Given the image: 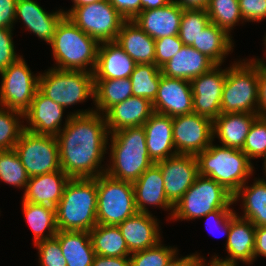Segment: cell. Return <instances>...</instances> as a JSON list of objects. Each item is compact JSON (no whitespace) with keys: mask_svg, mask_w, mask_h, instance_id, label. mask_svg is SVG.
<instances>
[{"mask_svg":"<svg viewBox=\"0 0 266 266\" xmlns=\"http://www.w3.org/2000/svg\"><path fill=\"white\" fill-rule=\"evenodd\" d=\"M109 135L104 115L95 111L72 115L56 135L61 170L77 179L95 178L105 173L107 163L102 162L108 152Z\"/></svg>","mask_w":266,"mask_h":266,"instance_id":"obj_1","label":"cell"},{"mask_svg":"<svg viewBox=\"0 0 266 266\" xmlns=\"http://www.w3.org/2000/svg\"><path fill=\"white\" fill-rule=\"evenodd\" d=\"M110 135V161H107L109 164L105 173L112 178L133 183L154 164L147 151L144 128L127 127Z\"/></svg>","mask_w":266,"mask_h":266,"instance_id":"obj_2","label":"cell"},{"mask_svg":"<svg viewBox=\"0 0 266 266\" xmlns=\"http://www.w3.org/2000/svg\"><path fill=\"white\" fill-rule=\"evenodd\" d=\"M58 231L89 232L97 225L95 178H70L56 207Z\"/></svg>","mask_w":266,"mask_h":266,"instance_id":"obj_3","label":"cell"},{"mask_svg":"<svg viewBox=\"0 0 266 266\" xmlns=\"http://www.w3.org/2000/svg\"><path fill=\"white\" fill-rule=\"evenodd\" d=\"M99 44L96 39L84 33L65 15L58 23L49 44L56 63L53 68L93 73Z\"/></svg>","mask_w":266,"mask_h":266,"instance_id":"obj_4","label":"cell"},{"mask_svg":"<svg viewBox=\"0 0 266 266\" xmlns=\"http://www.w3.org/2000/svg\"><path fill=\"white\" fill-rule=\"evenodd\" d=\"M196 158L199 175L212 178L232 195L255 171L252 161L242 150L215 145L214 142L198 153Z\"/></svg>","mask_w":266,"mask_h":266,"instance_id":"obj_5","label":"cell"},{"mask_svg":"<svg viewBox=\"0 0 266 266\" xmlns=\"http://www.w3.org/2000/svg\"><path fill=\"white\" fill-rule=\"evenodd\" d=\"M244 61V62H243ZM259 61L240 59L227 67L221 98V114H258Z\"/></svg>","mask_w":266,"mask_h":266,"instance_id":"obj_6","label":"cell"},{"mask_svg":"<svg viewBox=\"0 0 266 266\" xmlns=\"http://www.w3.org/2000/svg\"><path fill=\"white\" fill-rule=\"evenodd\" d=\"M233 195L210 177L198 175L182 199L174 206L172 220L200 219L217 209H234ZM232 207V208H230Z\"/></svg>","mask_w":266,"mask_h":266,"instance_id":"obj_7","label":"cell"},{"mask_svg":"<svg viewBox=\"0 0 266 266\" xmlns=\"http://www.w3.org/2000/svg\"><path fill=\"white\" fill-rule=\"evenodd\" d=\"M39 90L63 108L94 100L93 73L49 68L39 73Z\"/></svg>","mask_w":266,"mask_h":266,"instance_id":"obj_8","label":"cell"},{"mask_svg":"<svg viewBox=\"0 0 266 266\" xmlns=\"http://www.w3.org/2000/svg\"><path fill=\"white\" fill-rule=\"evenodd\" d=\"M97 224L118 225L136 214L133 183L103 173L96 177Z\"/></svg>","mask_w":266,"mask_h":266,"instance_id":"obj_9","label":"cell"},{"mask_svg":"<svg viewBox=\"0 0 266 266\" xmlns=\"http://www.w3.org/2000/svg\"><path fill=\"white\" fill-rule=\"evenodd\" d=\"M29 177L61 170L56 136L23 130L14 146Z\"/></svg>","mask_w":266,"mask_h":266,"instance_id":"obj_10","label":"cell"},{"mask_svg":"<svg viewBox=\"0 0 266 266\" xmlns=\"http://www.w3.org/2000/svg\"><path fill=\"white\" fill-rule=\"evenodd\" d=\"M67 16L99 43L115 41L126 21L108 0L75 7Z\"/></svg>","mask_w":266,"mask_h":266,"instance_id":"obj_11","label":"cell"},{"mask_svg":"<svg viewBox=\"0 0 266 266\" xmlns=\"http://www.w3.org/2000/svg\"><path fill=\"white\" fill-rule=\"evenodd\" d=\"M0 74V106L24 113L39 89V75L33 74L23 56Z\"/></svg>","mask_w":266,"mask_h":266,"instance_id":"obj_12","label":"cell"},{"mask_svg":"<svg viewBox=\"0 0 266 266\" xmlns=\"http://www.w3.org/2000/svg\"><path fill=\"white\" fill-rule=\"evenodd\" d=\"M173 142L177 154L197 155L213 141V121L197 113L172 117Z\"/></svg>","mask_w":266,"mask_h":266,"instance_id":"obj_13","label":"cell"},{"mask_svg":"<svg viewBox=\"0 0 266 266\" xmlns=\"http://www.w3.org/2000/svg\"><path fill=\"white\" fill-rule=\"evenodd\" d=\"M93 108L88 110H77L67 114L62 127V118L65 108L45 96L39 89L37 90L31 106L23 113V120L26 121L24 129L35 134L56 136L68 123L72 115H84L92 113Z\"/></svg>","mask_w":266,"mask_h":266,"instance_id":"obj_14","label":"cell"},{"mask_svg":"<svg viewBox=\"0 0 266 266\" xmlns=\"http://www.w3.org/2000/svg\"><path fill=\"white\" fill-rule=\"evenodd\" d=\"M156 164L163 176L168 201L176 206L199 175L196 155L177 154Z\"/></svg>","mask_w":266,"mask_h":266,"instance_id":"obj_15","label":"cell"},{"mask_svg":"<svg viewBox=\"0 0 266 266\" xmlns=\"http://www.w3.org/2000/svg\"><path fill=\"white\" fill-rule=\"evenodd\" d=\"M214 66L210 71L192 79L193 113L214 121L221 114V98L227 68Z\"/></svg>","mask_w":266,"mask_h":266,"instance_id":"obj_16","label":"cell"},{"mask_svg":"<svg viewBox=\"0 0 266 266\" xmlns=\"http://www.w3.org/2000/svg\"><path fill=\"white\" fill-rule=\"evenodd\" d=\"M152 105L154 112L171 117L193 113L191 82L162 75Z\"/></svg>","mask_w":266,"mask_h":266,"instance_id":"obj_17","label":"cell"},{"mask_svg":"<svg viewBox=\"0 0 266 266\" xmlns=\"http://www.w3.org/2000/svg\"><path fill=\"white\" fill-rule=\"evenodd\" d=\"M255 231L256 226L251 221L241 218L237 213L230 220V231L225 243L228 255L226 258H221L215 254L211 258L224 264L239 265V262H242L252 265L254 262Z\"/></svg>","mask_w":266,"mask_h":266,"instance_id":"obj_18","label":"cell"},{"mask_svg":"<svg viewBox=\"0 0 266 266\" xmlns=\"http://www.w3.org/2000/svg\"><path fill=\"white\" fill-rule=\"evenodd\" d=\"M64 11L58 9L55 12H48L37 0H17L15 24L21 20L25 29L50 44L58 23L65 16Z\"/></svg>","mask_w":266,"mask_h":266,"instance_id":"obj_19","label":"cell"},{"mask_svg":"<svg viewBox=\"0 0 266 266\" xmlns=\"http://www.w3.org/2000/svg\"><path fill=\"white\" fill-rule=\"evenodd\" d=\"M135 205L138 212L151 213L147 206L159 207L170 211L171 220L174 206L168 201L164 189V180L160 167L152 164L136 181L133 182Z\"/></svg>","mask_w":266,"mask_h":266,"instance_id":"obj_20","label":"cell"},{"mask_svg":"<svg viewBox=\"0 0 266 266\" xmlns=\"http://www.w3.org/2000/svg\"><path fill=\"white\" fill-rule=\"evenodd\" d=\"M157 219L152 213L137 212L117 225L130 253L153 247L162 240Z\"/></svg>","mask_w":266,"mask_h":266,"instance_id":"obj_21","label":"cell"},{"mask_svg":"<svg viewBox=\"0 0 266 266\" xmlns=\"http://www.w3.org/2000/svg\"><path fill=\"white\" fill-rule=\"evenodd\" d=\"M183 8L172 0L165 6L141 11L133 21L151 38L179 35Z\"/></svg>","mask_w":266,"mask_h":266,"instance_id":"obj_22","label":"cell"},{"mask_svg":"<svg viewBox=\"0 0 266 266\" xmlns=\"http://www.w3.org/2000/svg\"><path fill=\"white\" fill-rule=\"evenodd\" d=\"M146 146L150 159L157 163L176 156L173 142V120L171 116L154 112L143 124Z\"/></svg>","mask_w":266,"mask_h":266,"instance_id":"obj_23","label":"cell"},{"mask_svg":"<svg viewBox=\"0 0 266 266\" xmlns=\"http://www.w3.org/2000/svg\"><path fill=\"white\" fill-rule=\"evenodd\" d=\"M136 62L115 42H101L93 72L94 80L130 78Z\"/></svg>","mask_w":266,"mask_h":266,"instance_id":"obj_24","label":"cell"},{"mask_svg":"<svg viewBox=\"0 0 266 266\" xmlns=\"http://www.w3.org/2000/svg\"><path fill=\"white\" fill-rule=\"evenodd\" d=\"M154 113L152 102L144 97L131 96L115 104L105 114L109 133L127 127H139Z\"/></svg>","mask_w":266,"mask_h":266,"instance_id":"obj_25","label":"cell"},{"mask_svg":"<svg viewBox=\"0 0 266 266\" xmlns=\"http://www.w3.org/2000/svg\"><path fill=\"white\" fill-rule=\"evenodd\" d=\"M70 177L62 170L29 177L22 200L57 207Z\"/></svg>","mask_w":266,"mask_h":266,"instance_id":"obj_26","label":"cell"},{"mask_svg":"<svg viewBox=\"0 0 266 266\" xmlns=\"http://www.w3.org/2000/svg\"><path fill=\"white\" fill-rule=\"evenodd\" d=\"M214 66L216 64L206 55L192 46L184 45L160 69L164 76L191 81L203 73L210 71Z\"/></svg>","mask_w":266,"mask_h":266,"instance_id":"obj_27","label":"cell"},{"mask_svg":"<svg viewBox=\"0 0 266 266\" xmlns=\"http://www.w3.org/2000/svg\"><path fill=\"white\" fill-rule=\"evenodd\" d=\"M258 114L225 113L213 121V139L224 147L242 150L253 121Z\"/></svg>","mask_w":266,"mask_h":266,"instance_id":"obj_28","label":"cell"},{"mask_svg":"<svg viewBox=\"0 0 266 266\" xmlns=\"http://www.w3.org/2000/svg\"><path fill=\"white\" fill-rule=\"evenodd\" d=\"M115 42L136 64H155V40L133 20L122 24Z\"/></svg>","mask_w":266,"mask_h":266,"instance_id":"obj_29","label":"cell"},{"mask_svg":"<svg viewBox=\"0 0 266 266\" xmlns=\"http://www.w3.org/2000/svg\"><path fill=\"white\" fill-rule=\"evenodd\" d=\"M248 181L233 195V203L241 200V218L251 221L256 227L266 226V183L260 178Z\"/></svg>","mask_w":266,"mask_h":266,"instance_id":"obj_30","label":"cell"},{"mask_svg":"<svg viewBox=\"0 0 266 266\" xmlns=\"http://www.w3.org/2000/svg\"><path fill=\"white\" fill-rule=\"evenodd\" d=\"M55 238L59 241L67 266H92L96 253L89 232L58 231Z\"/></svg>","mask_w":266,"mask_h":266,"instance_id":"obj_31","label":"cell"},{"mask_svg":"<svg viewBox=\"0 0 266 266\" xmlns=\"http://www.w3.org/2000/svg\"><path fill=\"white\" fill-rule=\"evenodd\" d=\"M232 38L233 36L210 22L191 46L210 58L216 65H222L226 56L233 51Z\"/></svg>","mask_w":266,"mask_h":266,"instance_id":"obj_32","label":"cell"},{"mask_svg":"<svg viewBox=\"0 0 266 266\" xmlns=\"http://www.w3.org/2000/svg\"><path fill=\"white\" fill-rule=\"evenodd\" d=\"M22 202V211L28 226L33 233L34 243L55 237L58 232L56 225V208L50 205Z\"/></svg>","mask_w":266,"mask_h":266,"instance_id":"obj_33","label":"cell"},{"mask_svg":"<svg viewBox=\"0 0 266 266\" xmlns=\"http://www.w3.org/2000/svg\"><path fill=\"white\" fill-rule=\"evenodd\" d=\"M133 96L130 78L94 80L95 112L104 115L111 107Z\"/></svg>","mask_w":266,"mask_h":266,"instance_id":"obj_34","label":"cell"},{"mask_svg":"<svg viewBox=\"0 0 266 266\" xmlns=\"http://www.w3.org/2000/svg\"><path fill=\"white\" fill-rule=\"evenodd\" d=\"M96 255L106 257L130 256L126 241L117 225L97 224L89 231Z\"/></svg>","mask_w":266,"mask_h":266,"instance_id":"obj_35","label":"cell"},{"mask_svg":"<svg viewBox=\"0 0 266 266\" xmlns=\"http://www.w3.org/2000/svg\"><path fill=\"white\" fill-rule=\"evenodd\" d=\"M161 76V69L155 64H136L130 75L133 96L144 97L153 102Z\"/></svg>","mask_w":266,"mask_h":266,"instance_id":"obj_36","label":"cell"},{"mask_svg":"<svg viewBox=\"0 0 266 266\" xmlns=\"http://www.w3.org/2000/svg\"><path fill=\"white\" fill-rule=\"evenodd\" d=\"M206 10L210 22L226 31L229 35H232L230 34L231 30H233L234 26H237L236 24L244 23L238 0H209Z\"/></svg>","mask_w":266,"mask_h":266,"instance_id":"obj_37","label":"cell"},{"mask_svg":"<svg viewBox=\"0 0 266 266\" xmlns=\"http://www.w3.org/2000/svg\"><path fill=\"white\" fill-rule=\"evenodd\" d=\"M29 176L14 149L0 150V181L24 191Z\"/></svg>","mask_w":266,"mask_h":266,"instance_id":"obj_38","label":"cell"},{"mask_svg":"<svg viewBox=\"0 0 266 266\" xmlns=\"http://www.w3.org/2000/svg\"><path fill=\"white\" fill-rule=\"evenodd\" d=\"M24 123L22 112L0 106V150L14 149Z\"/></svg>","mask_w":266,"mask_h":266,"instance_id":"obj_39","label":"cell"},{"mask_svg":"<svg viewBox=\"0 0 266 266\" xmlns=\"http://www.w3.org/2000/svg\"><path fill=\"white\" fill-rule=\"evenodd\" d=\"M210 23L206 9H183L179 38L184 45L191 46L201 31Z\"/></svg>","mask_w":266,"mask_h":266,"instance_id":"obj_40","label":"cell"},{"mask_svg":"<svg viewBox=\"0 0 266 266\" xmlns=\"http://www.w3.org/2000/svg\"><path fill=\"white\" fill-rule=\"evenodd\" d=\"M162 240L155 246L130 254V266H165L178 251L177 247L166 246Z\"/></svg>","mask_w":266,"mask_h":266,"instance_id":"obj_41","label":"cell"},{"mask_svg":"<svg viewBox=\"0 0 266 266\" xmlns=\"http://www.w3.org/2000/svg\"><path fill=\"white\" fill-rule=\"evenodd\" d=\"M242 151L252 161L266 156V118L258 116L251 125Z\"/></svg>","mask_w":266,"mask_h":266,"instance_id":"obj_42","label":"cell"},{"mask_svg":"<svg viewBox=\"0 0 266 266\" xmlns=\"http://www.w3.org/2000/svg\"><path fill=\"white\" fill-rule=\"evenodd\" d=\"M40 266H67L59 241L53 237L35 243Z\"/></svg>","mask_w":266,"mask_h":266,"instance_id":"obj_43","label":"cell"},{"mask_svg":"<svg viewBox=\"0 0 266 266\" xmlns=\"http://www.w3.org/2000/svg\"><path fill=\"white\" fill-rule=\"evenodd\" d=\"M184 46L179 35L155 39V65L161 68Z\"/></svg>","mask_w":266,"mask_h":266,"instance_id":"obj_44","label":"cell"},{"mask_svg":"<svg viewBox=\"0 0 266 266\" xmlns=\"http://www.w3.org/2000/svg\"><path fill=\"white\" fill-rule=\"evenodd\" d=\"M12 32V28H0V73L22 56L15 51Z\"/></svg>","mask_w":266,"mask_h":266,"instance_id":"obj_45","label":"cell"},{"mask_svg":"<svg viewBox=\"0 0 266 266\" xmlns=\"http://www.w3.org/2000/svg\"><path fill=\"white\" fill-rule=\"evenodd\" d=\"M236 211L234 209H217L212 212H209L206 216L202 218H206V228H211L212 225L215 227L214 229H218L222 235L226 236V241L230 231V220L236 215ZM212 224V225H211ZM210 225V226H209ZM209 230V229H207ZM211 234L215 233L214 231Z\"/></svg>","mask_w":266,"mask_h":266,"instance_id":"obj_46","label":"cell"},{"mask_svg":"<svg viewBox=\"0 0 266 266\" xmlns=\"http://www.w3.org/2000/svg\"><path fill=\"white\" fill-rule=\"evenodd\" d=\"M243 22H261L266 19V0H238Z\"/></svg>","mask_w":266,"mask_h":266,"instance_id":"obj_47","label":"cell"},{"mask_svg":"<svg viewBox=\"0 0 266 266\" xmlns=\"http://www.w3.org/2000/svg\"><path fill=\"white\" fill-rule=\"evenodd\" d=\"M253 59L259 61L258 115L266 118V61L263 58Z\"/></svg>","mask_w":266,"mask_h":266,"instance_id":"obj_48","label":"cell"},{"mask_svg":"<svg viewBox=\"0 0 266 266\" xmlns=\"http://www.w3.org/2000/svg\"><path fill=\"white\" fill-rule=\"evenodd\" d=\"M125 20H133L140 13V0H108Z\"/></svg>","mask_w":266,"mask_h":266,"instance_id":"obj_49","label":"cell"},{"mask_svg":"<svg viewBox=\"0 0 266 266\" xmlns=\"http://www.w3.org/2000/svg\"><path fill=\"white\" fill-rule=\"evenodd\" d=\"M17 0H0V28H13Z\"/></svg>","mask_w":266,"mask_h":266,"instance_id":"obj_50","label":"cell"},{"mask_svg":"<svg viewBox=\"0 0 266 266\" xmlns=\"http://www.w3.org/2000/svg\"><path fill=\"white\" fill-rule=\"evenodd\" d=\"M92 266H130V258L129 256L106 257L96 255Z\"/></svg>","mask_w":266,"mask_h":266,"instance_id":"obj_51","label":"cell"},{"mask_svg":"<svg viewBox=\"0 0 266 266\" xmlns=\"http://www.w3.org/2000/svg\"><path fill=\"white\" fill-rule=\"evenodd\" d=\"M266 257V226L256 227L254 262L257 257Z\"/></svg>","mask_w":266,"mask_h":266,"instance_id":"obj_52","label":"cell"},{"mask_svg":"<svg viewBox=\"0 0 266 266\" xmlns=\"http://www.w3.org/2000/svg\"><path fill=\"white\" fill-rule=\"evenodd\" d=\"M204 258L200 253H192L187 256H178V251L169 259L165 266H195L199 259Z\"/></svg>","mask_w":266,"mask_h":266,"instance_id":"obj_53","label":"cell"},{"mask_svg":"<svg viewBox=\"0 0 266 266\" xmlns=\"http://www.w3.org/2000/svg\"><path fill=\"white\" fill-rule=\"evenodd\" d=\"M183 9H206L209 0H172Z\"/></svg>","mask_w":266,"mask_h":266,"instance_id":"obj_54","label":"cell"},{"mask_svg":"<svg viewBox=\"0 0 266 266\" xmlns=\"http://www.w3.org/2000/svg\"><path fill=\"white\" fill-rule=\"evenodd\" d=\"M171 0H140V12L165 6Z\"/></svg>","mask_w":266,"mask_h":266,"instance_id":"obj_55","label":"cell"},{"mask_svg":"<svg viewBox=\"0 0 266 266\" xmlns=\"http://www.w3.org/2000/svg\"><path fill=\"white\" fill-rule=\"evenodd\" d=\"M73 2V5L70 9H68V11H64L65 15L67 16L75 7H79L82 5H86V4H90V3H94V2H98L101 0H71Z\"/></svg>","mask_w":266,"mask_h":266,"instance_id":"obj_56","label":"cell"},{"mask_svg":"<svg viewBox=\"0 0 266 266\" xmlns=\"http://www.w3.org/2000/svg\"><path fill=\"white\" fill-rule=\"evenodd\" d=\"M206 262H207L206 259L203 258V266H239V265H232V264H224V263L214 260L213 258H210V261L208 263Z\"/></svg>","mask_w":266,"mask_h":266,"instance_id":"obj_57","label":"cell"},{"mask_svg":"<svg viewBox=\"0 0 266 266\" xmlns=\"http://www.w3.org/2000/svg\"><path fill=\"white\" fill-rule=\"evenodd\" d=\"M263 159H264L263 160L264 161L263 170H264L265 179L264 178H260V179L263 180L266 183V156Z\"/></svg>","mask_w":266,"mask_h":266,"instance_id":"obj_58","label":"cell"},{"mask_svg":"<svg viewBox=\"0 0 266 266\" xmlns=\"http://www.w3.org/2000/svg\"><path fill=\"white\" fill-rule=\"evenodd\" d=\"M195 266H203V258L199 259L198 263Z\"/></svg>","mask_w":266,"mask_h":266,"instance_id":"obj_59","label":"cell"},{"mask_svg":"<svg viewBox=\"0 0 266 266\" xmlns=\"http://www.w3.org/2000/svg\"><path fill=\"white\" fill-rule=\"evenodd\" d=\"M263 40L265 41L264 42V45H265V47L264 48H266V34H265V37L263 38ZM265 53L264 54H266V50L264 51ZM266 57V56H265ZM266 60V59H265Z\"/></svg>","mask_w":266,"mask_h":266,"instance_id":"obj_60","label":"cell"}]
</instances>
